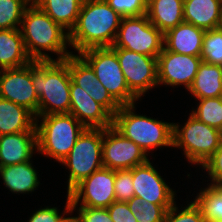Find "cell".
Returning <instances> with one entry per match:
<instances>
[{"label": "cell", "mask_w": 222, "mask_h": 222, "mask_svg": "<svg viewBox=\"0 0 222 222\" xmlns=\"http://www.w3.org/2000/svg\"><path fill=\"white\" fill-rule=\"evenodd\" d=\"M20 31L27 54L32 60L63 61L71 54H76L68 50L69 32L33 2L24 12ZM53 54L57 57L53 58Z\"/></svg>", "instance_id": "obj_1"}, {"label": "cell", "mask_w": 222, "mask_h": 222, "mask_svg": "<svg viewBox=\"0 0 222 222\" xmlns=\"http://www.w3.org/2000/svg\"><path fill=\"white\" fill-rule=\"evenodd\" d=\"M122 18L105 0H83L69 33L70 48L79 54L90 48L111 47Z\"/></svg>", "instance_id": "obj_2"}, {"label": "cell", "mask_w": 222, "mask_h": 222, "mask_svg": "<svg viewBox=\"0 0 222 222\" xmlns=\"http://www.w3.org/2000/svg\"><path fill=\"white\" fill-rule=\"evenodd\" d=\"M31 77L39 97L38 116L69 113L71 76L68 57L63 61L32 60Z\"/></svg>", "instance_id": "obj_3"}, {"label": "cell", "mask_w": 222, "mask_h": 222, "mask_svg": "<svg viewBox=\"0 0 222 222\" xmlns=\"http://www.w3.org/2000/svg\"><path fill=\"white\" fill-rule=\"evenodd\" d=\"M136 110V104L121 106L113 115L112 126L147 155L154 149L173 148V122L140 115Z\"/></svg>", "instance_id": "obj_4"}, {"label": "cell", "mask_w": 222, "mask_h": 222, "mask_svg": "<svg viewBox=\"0 0 222 222\" xmlns=\"http://www.w3.org/2000/svg\"><path fill=\"white\" fill-rule=\"evenodd\" d=\"M35 127L39 155L58 163L70 153L86 128L70 113L37 116Z\"/></svg>", "instance_id": "obj_5"}, {"label": "cell", "mask_w": 222, "mask_h": 222, "mask_svg": "<svg viewBox=\"0 0 222 222\" xmlns=\"http://www.w3.org/2000/svg\"><path fill=\"white\" fill-rule=\"evenodd\" d=\"M183 126L173 123V148L183 150L188 163L201 167L217 150L222 140V131L211 127L189 114Z\"/></svg>", "instance_id": "obj_6"}, {"label": "cell", "mask_w": 222, "mask_h": 222, "mask_svg": "<svg viewBox=\"0 0 222 222\" xmlns=\"http://www.w3.org/2000/svg\"><path fill=\"white\" fill-rule=\"evenodd\" d=\"M103 129L85 128L70 153L60 162L69 171L67 194L82 180L103 168Z\"/></svg>", "instance_id": "obj_7"}, {"label": "cell", "mask_w": 222, "mask_h": 222, "mask_svg": "<svg viewBox=\"0 0 222 222\" xmlns=\"http://www.w3.org/2000/svg\"><path fill=\"white\" fill-rule=\"evenodd\" d=\"M79 55L91 66L98 80L120 106L139 101L129 90L116 52L111 47L90 48Z\"/></svg>", "instance_id": "obj_8"}, {"label": "cell", "mask_w": 222, "mask_h": 222, "mask_svg": "<svg viewBox=\"0 0 222 222\" xmlns=\"http://www.w3.org/2000/svg\"><path fill=\"white\" fill-rule=\"evenodd\" d=\"M111 48H124L158 57L164 48V34L149 21L146 14L123 17Z\"/></svg>", "instance_id": "obj_9"}, {"label": "cell", "mask_w": 222, "mask_h": 222, "mask_svg": "<svg viewBox=\"0 0 222 222\" xmlns=\"http://www.w3.org/2000/svg\"><path fill=\"white\" fill-rule=\"evenodd\" d=\"M117 55L129 90L140 100L158 85L157 57L124 48H112Z\"/></svg>", "instance_id": "obj_10"}, {"label": "cell", "mask_w": 222, "mask_h": 222, "mask_svg": "<svg viewBox=\"0 0 222 222\" xmlns=\"http://www.w3.org/2000/svg\"><path fill=\"white\" fill-rule=\"evenodd\" d=\"M115 171L101 168L77 184L69 193L71 206L107 208L116 201Z\"/></svg>", "instance_id": "obj_11"}, {"label": "cell", "mask_w": 222, "mask_h": 222, "mask_svg": "<svg viewBox=\"0 0 222 222\" xmlns=\"http://www.w3.org/2000/svg\"><path fill=\"white\" fill-rule=\"evenodd\" d=\"M102 158L103 167L114 171L132 169L149 160L143 149L113 126L103 129Z\"/></svg>", "instance_id": "obj_12"}, {"label": "cell", "mask_w": 222, "mask_h": 222, "mask_svg": "<svg viewBox=\"0 0 222 222\" xmlns=\"http://www.w3.org/2000/svg\"><path fill=\"white\" fill-rule=\"evenodd\" d=\"M202 61L201 56L171 52L164 47L157 57L158 85L173 88L181 85L188 91Z\"/></svg>", "instance_id": "obj_13"}, {"label": "cell", "mask_w": 222, "mask_h": 222, "mask_svg": "<svg viewBox=\"0 0 222 222\" xmlns=\"http://www.w3.org/2000/svg\"><path fill=\"white\" fill-rule=\"evenodd\" d=\"M0 98L23 106L38 116L39 97L33 86L31 62L22 67L0 70Z\"/></svg>", "instance_id": "obj_14"}, {"label": "cell", "mask_w": 222, "mask_h": 222, "mask_svg": "<svg viewBox=\"0 0 222 222\" xmlns=\"http://www.w3.org/2000/svg\"><path fill=\"white\" fill-rule=\"evenodd\" d=\"M150 160L132 168L135 197L160 206H172L176 202L175 189L170 188Z\"/></svg>", "instance_id": "obj_15"}, {"label": "cell", "mask_w": 222, "mask_h": 222, "mask_svg": "<svg viewBox=\"0 0 222 222\" xmlns=\"http://www.w3.org/2000/svg\"><path fill=\"white\" fill-rule=\"evenodd\" d=\"M68 67L71 80L101 104L112 116L120 109L121 106L111 97L96 77L94 70L79 54L68 56Z\"/></svg>", "instance_id": "obj_16"}, {"label": "cell", "mask_w": 222, "mask_h": 222, "mask_svg": "<svg viewBox=\"0 0 222 222\" xmlns=\"http://www.w3.org/2000/svg\"><path fill=\"white\" fill-rule=\"evenodd\" d=\"M69 113L86 128L105 129L112 126L113 116L72 80Z\"/></svg>", "instance_id": "obj_17"}, {"label": "cell", "mask_w": 222, "mask_h": 222, "mask_svg": "<svg viewBox=\"0 0 222 222\" xmlns=\"http://www.w3.org/2000/svg\"><path fill=\"white\" fill-rule=\"evenodd\" d=\"M36 152L37 131L0 135V167L32 160Z\"/></svg>", "instance_id": "obj_18"}, {"label": "cell", "mask_w": 222, "mask_h": 222, "mask_svg": "<svg viewBox=\"0 0 222 222\" xmlns=\"http://www.w3.org/2000/svg\"><path fill=\"white\" fill-rule=\"evenodd\" d=\"M205 31L183 22L164 34V47L171 52L201 56Z\"/></svg>", "instance_id": "obj_19"}, {"label": "cell", "mask_w": 222, "mask_h": 222, "mask_svg": "<svg viewBox=\"0 0 222 222\" xmlns=\"http://www.w3.org/2000/svg\"><path fill=\"white\" fill-rule=\"evenodd\" d=\"M184 22L209 31L222 26V0H184Z\"/></svg>", "instance_id": "obj_20"}, {"label": "cell", "mask_w": 222, "mask_h": 222, "mask_svg": "<svg viewBox=\"0 0 222 222\" xmlns=\"http://www.w3.org/2000/svg\"><path fill=\"white\" fill-rule=\"evenodd\" d=\"M32 161L0 167V179L12 194H29L39 188V172Z\"/></svg>", "instance_id": "obj_21"}, {"label": "cell", "mask_w": 222, "mask_h": 222, "mask_svg": "<svg viewBox=\"0 0 222 222\" xmlns=\"http://www.w3.org/2000/svg\"><path fill=\"white\" fill-rule=\"evenodd\" d=\"M31 61L20 29H1L0 70L22 67Z\"/></svg>", "instance_id": "obj_22"}, {"label": "cell", "mask_w": 222, "mask_h": 222, "mask_svg": "<svg viewBox=\"0 0 222 222\" xmlns=\"http://www.w3.org/2000/svg\"><path fill=\"white\" fill-rule=\"evenodd\" d=\"M184 0H148L146 15L163 34L184 22Z\"/></svg>", "instance_id": "obj_23"}, {"label": "cell", "mask_w": 222, "mask_h": 222, "mask_svg": "<svg viewBox=\"0 0 222 222\" xmlns=\"http://www.w3.org/2000/svg\"><path fill=\"white\" fill-rule=\"evenodd\" d=\"M36 116L23 106L0 98V135L36 131Z\"/></svg>", "instance_id": "obj_24"}, {"label": "cell", "mask_w": 222, "mask_h": 222, "mask_svg": "<svg viewBox=\"0 0 222 222\" xmlns=\"http://www.w3.org/2000/svg\"><path fill=\"white\" fill-rule=\"evenodd\" d=\"M196 99L222 96V66L201 62L194 81L188 89Z\"/></svg>", "instance_id": "obj_25"}, {"label": "cell", "mask_w": 222, "mask_h": 222, "mask_svg": "<svg viewBox=\"0 0 222 222\" xmlns=\"http://www.w3.org/2000/svg\"><path fill=\"white\" fill-rule=\"evenodd\" d=\"M69 33L75 27L83 0H32Z\"/></svg>", "instance_id": "obj_26"}, {"label": "cell", "mask_w": 222, "mask_h": 222, "mask_svg": "<svg viewBox=\"0 0 222 222\" xmlns=\"http://www.w3.org/2000/svg\"><path fill=\"white\" fill-rule=\"evenodd\" d=\"M193 198L206 222H222V186L207 184Z\"/></svg>", "instance_id": "obj_27"}, {"label": "cell", "mask_w": 222, "mask_h": 222, "mask_svg": "<svg viewBox=\"0 0 222 222\" xmlns=\"http://www.w3.org/2000/svg\"><path fill=\"white\" fill-rule=\"evenodd\" d=\"M196 108H192L191 115L199 121L222 131V96L196 99Z\"/></svg>", "instance_id": "obj_28"}, {"label": "cell", "mask_w": 222, "mask_h": 222, "mask_svg": "<svg viewBox=\"0 0 222 222\" xmlns=\"http://www.w3.org/2000/svg\"><path fill=\"white\" fill-rule=\"evenodd\" d=\"M32 0H0V30L20 29L26 8Z\"/></svg>", "instance_id": "obj_29"}, {"label": "cell", "mask_w": 222, "mask_h": 222, "mask_svg": "<svg viewBox=\"0 0 222 222\" xmlns=\"http://www.w3.org/2000/svg\"><path fill=\"white\" fill-rule=\"evenodd\" d=\"M127 204L137 222H164L166 212L171 207L152 204L137 197H133Z\"/></svg>", "instance_id": "obj_30"}, {"label": "cell", "mask_w": 222, "mask_h": 222, "mask_svg": "<svg viewBox=\"0 0 222 222\" xmlns=\"http://www.w3.org/2000/svg\"><path fill=\"white\" fill-rule=\"evenodd\" d=\"M201 59L222 66V28L205 31Z\"/></svg>", "instance_id": "obj_31"}, {"label": "cell", "mask_w": 222, "mask_h": 222, "mask_svg": "<svg viewBox=\"0 0 222 222\" xmlns=\"http://www.w3.org/2000/svg\"><path fill=\"white\" fill-rule=\"evenodd\" d=\"M176 202L167 210L164 222H206L199 206L194 202H188L181 210Z\"/></svg>", "instance_id": "obj_32"}, {"label": "cell", "mask_w": 222, "mask_h": 222, "mask_svg": "<svg viewBox=\"0 0 222 222\" xmlns=\"http://www.w3.org/2000/svg\"><path fill=\"white\" fill-rule=\"evenodd\" d=\"M114 190L116 201L128 202L135 197L132 169L115 171Z\"/></svg>", "instance_id": "obj_33"}, {"label": "cell", "mask_w": 222, "mask_h": 222, "mask_svg": "<svg viewBox=\"0 0 222 222\" xmlns=\"http://www.w3.org/2000/svg\"><path fill=\"white\" fill-rule=\"evenodd\" d=\"M121 17L142 16L147 12V0H105Z\"/></svg>", "instance_id": "obj_34"}, {"label": "cell", "mask_w": 222, "mask_h": 222, "mask_svg": "<svg viewBox=\"0 0 222 222\" xmlns=\"http://www.w3.org/2000/svg\"><path fill=\"white\" fill-rule=\"evenodd\" d=\"M207 173L213 186H222V140L217 150L200 167Z\"/></svg>", "instance_id": "obj_35"}, {"label": "cell", "mask_w": 222, "mask_h": 222, "mask_svg": "<svg viewBox=\"0 0 222 222\" xmlns=\"http://www.w3.org/2000/svg\"><path fill=\"white\" fill-rule=\"evenodd\" d=\"M66 196V205L61 213L59 212L60 209L57 207L45 206L38 210L36 209V211L32 213L31 217H29L27 222H59L61 218L71 209L70 197L68 194Z\"/></svg>", "instance_id": "obj_36"}, {"label": "cell", "mask_w": 222, "mask_h": 222, "mask_svg": "<svg viewBox=\"0 0 222 222\" xmlns=\"http://www.w3.org/2000/svg\"><path fill=\"white\" fill-rule=\"evenodd\" d=\"M71 209L78 214L77 216L80 219V222H114L111 219L107 208L71 206Z\"/></svg>", "instance_id": "obj_37"}, {"label": "cell", "mask_w": 222, "mask_h": 222, "mask_svg": "<svg viewBox=\"0 0 222 222\" xmlns=\"http://www.w3.org/2000/svg\"><path fill=\"white\" fill-rule=\"evenodd\" d=\"M107 210L114 222H137L127 202L114 201L107 207Z\"/></svg>", "instance_id": "obj_38"}, {"label": "cell", "mask_w": 222, "mask_h": 222, "mask_svg": "<svg viewBox=\"0 0 222 222\" xmlns=\"http://www.w3.org/2000/svg\"><path fill=\"white\" fill-rule=\"evenodd\" d=\"M73 213H74L73 210L70 209V211L67 214H65L59 222H80V219L78 218L77 215L72 216ZM66 216H68V217H66Z\"/></svg>", "instance_id": "obj_39"}]
</instances>
